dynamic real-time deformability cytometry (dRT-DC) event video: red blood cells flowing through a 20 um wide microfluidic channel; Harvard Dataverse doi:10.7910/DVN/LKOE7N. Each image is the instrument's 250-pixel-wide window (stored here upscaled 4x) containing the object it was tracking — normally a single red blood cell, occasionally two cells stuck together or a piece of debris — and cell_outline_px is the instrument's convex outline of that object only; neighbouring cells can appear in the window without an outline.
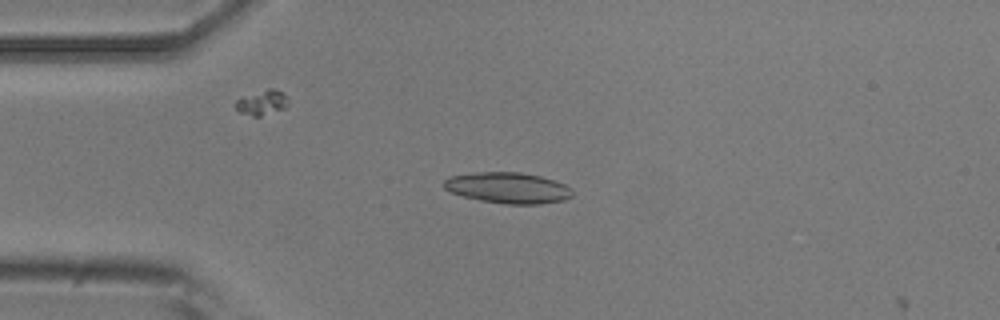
{"species": "common noctule bat (a hibernating species)", "species_latin": "Nyctalus noctula", "temperature_condition": "room temperature", "stored_images_in_passage": 13, "camera_frame_rate_fps": 3000, "um_per_image_px": 0.085, "animal": {"sex": "male", "body_mass_g": 20.5, "forearm_length_mm": 52.5}, "frame": {"image": 1, "passage_image": 12, "time_ms": 3.667, "image_size_px": [1000, 320], "cell_outline_px": [[572, 196], [564, 200], [540, 204], [508, 204], [480, 200], [464, 196], [452, 192], [444, 188], [444, 180], [448, 176], [476, 172], [520, 172], [540, 176], [556, 180], [572, 188]], "centroid_in_image_um": [43.2, 15.96], "position_along_channel_um": 41.8, "area_um2": 23.18}}